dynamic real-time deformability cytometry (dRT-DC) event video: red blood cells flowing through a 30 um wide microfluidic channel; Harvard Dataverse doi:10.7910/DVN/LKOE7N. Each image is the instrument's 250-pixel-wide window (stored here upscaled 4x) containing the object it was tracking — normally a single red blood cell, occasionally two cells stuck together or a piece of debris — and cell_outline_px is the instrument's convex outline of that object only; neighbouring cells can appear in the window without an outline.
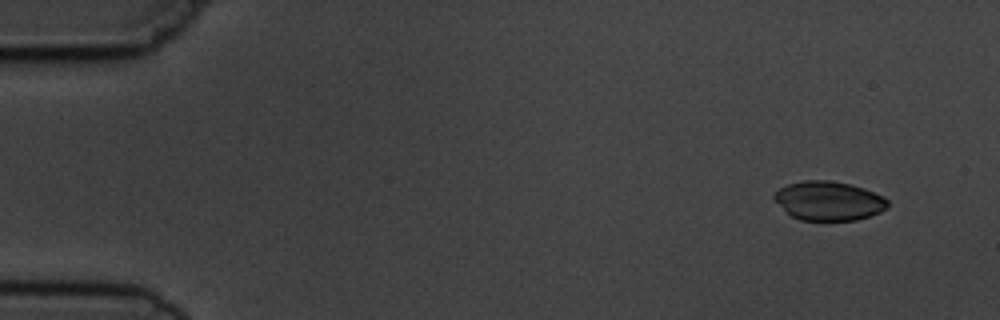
{"species": "common noctule bat (a hibernating species)", "species_latin": "Nyctalus noctula", "temperature_condition": "cold", "stored_images_in_passage": 5, "camera_frame_rate_fps": 3000, "um_per_image_px": 0.085, "animal": {"sex": "male", "body_mass_g": 19.5, "forearm_length_mm": 54.6}, "frame": {"image": 1, "passage_image": 1, "time_ms": 0.0, "image_size_px": [1000, 320], "cell_outline_px": [[888, 208], [880, 212], [856, 220], [800, 220], [792, 216], [772, 196], [780, 188], [788, 184], [804, 180], [828, 180], [848, 184], [864, 188], [884, 196], [888, 200]], "centroid_in_image_um": [70.48, 17.07], "position_along_channel_um": 14.5, "area_um2": 25.61}}
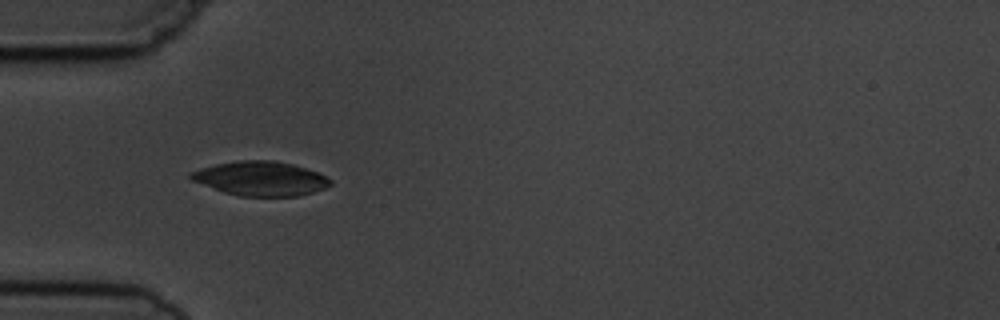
{"frame": {"image": 2, "passage_image": 4, "time_ms": 4.333, "image_size_px": [1000, 320], "cell_outline_px": [[332, 184], [324, 188], [300, 196], [240, 196], [224, 192], [192, 180], [188, 176], [188, 172], [200, 168], [216, 164], [240, 160], [272, 160], [292, 164], [316, 172], [332, 180]], "centroid_in_image_um": [22.13, 15.17], "position_along_channel_um": 62.9, "area_um2": 27.69}}
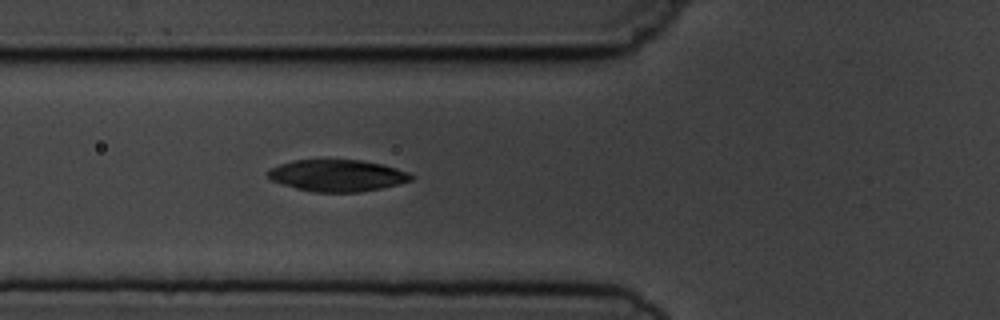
{"frame": {"image": 3, "passage_image": 5, "time_ms": 5.333, "image_size_px": [1000, 320], "cell_outline_px": [[416, 176], [412, 180], [400, 184], [360, 192], [316, 192], [296, 188], [272, 180], [268, 176], [268, 172], [272, 168], [280, 164], [292, 160], [324, 156], [360, 160], [384, 164], [408, 172]], "centroid_in_image_um": [28.69, 14.86], "position_along_channel_um": 97.1, "area_um2": 27.34}}